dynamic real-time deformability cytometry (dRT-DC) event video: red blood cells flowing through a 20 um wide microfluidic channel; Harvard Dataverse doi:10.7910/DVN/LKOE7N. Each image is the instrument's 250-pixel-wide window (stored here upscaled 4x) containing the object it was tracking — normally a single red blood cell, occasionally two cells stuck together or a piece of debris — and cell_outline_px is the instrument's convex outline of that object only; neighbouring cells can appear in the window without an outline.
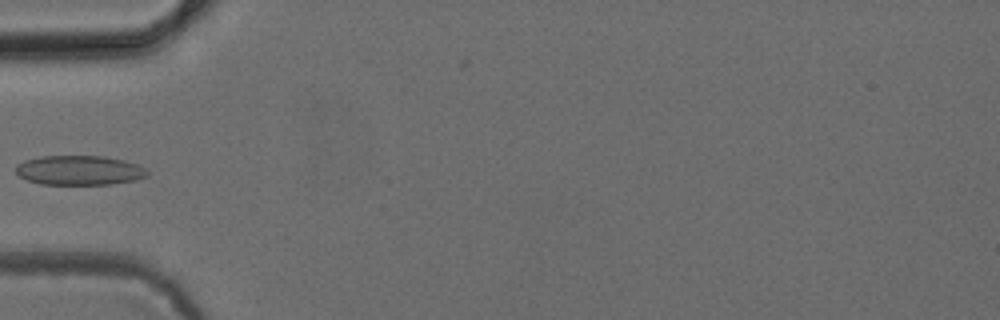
{"species": "common noctule bat (a hibernating species)", "species_latin": "Nyctalus noctula", "temperature_condition": "cold", "stored_images_in_passage": 6, "camera_frame_rate_fps": 3000, "um_per_image_px": 0.085, "animal": {"sex": "female", "body_mass_g": 24.6, "forearm_length_mm": 56.2}, "frame": {"image": 1, "passage_image": 5, "time_ms": 5.0, "image_size_px": [1000, 320], "cell_outline_px": [[148, 176], [136, 180], [112, 184], [40, 184], [28, 180], [20, 176], [16, 172], [16, 164], [24, 160], [40, 156], [104, 156], [124, 160], [136, 164], [144, 168], [148, 172]], "centroid_in_image_um": [6.74, 14.47], "position_along_channel_um": 78.3, "area_um2": 22.66}}
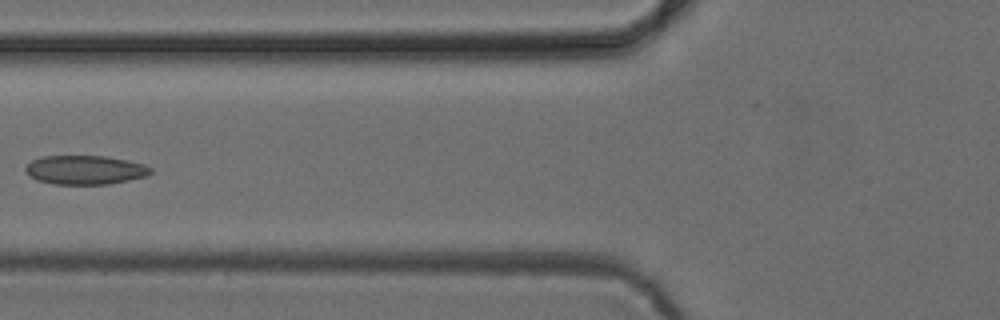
{"frame": {"image": 2, "passage_image": 6, "time_ms": 6.0, "image_size_px": [1000, 320], "cell_outline_px": [[152, 172], [148, 176], [108, 184], [56, 184], [36, 180], [28, 176], [24, 172], [24, 168], [32, 160], [44, 156], [104, 156], [128, 160], [144, 164], [152, 168]], "centroid_in_image_um": [7.22, 14.44], "position_along_channel_um": 118.6, "area_um2": 21.27}}